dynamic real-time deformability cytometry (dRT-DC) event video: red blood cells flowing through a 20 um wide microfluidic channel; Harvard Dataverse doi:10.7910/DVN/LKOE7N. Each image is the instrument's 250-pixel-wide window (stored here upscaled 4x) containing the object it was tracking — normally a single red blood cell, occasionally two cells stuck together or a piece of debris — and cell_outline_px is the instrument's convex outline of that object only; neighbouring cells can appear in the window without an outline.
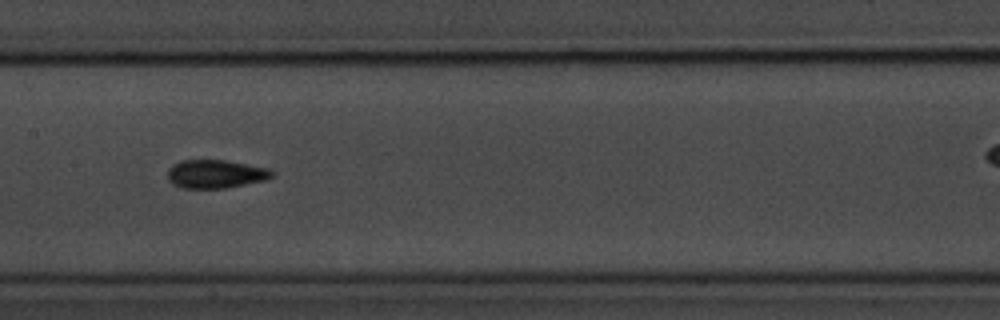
{"species": "common noctule bat (a hibernating species)", "species_latin": "Nyctalus noctula", "temperature_condition": "room temperature", "stored_images_in_passage": 13, "camera_frame_rate_fps": 3000, "um_per_image_px": 0.085, "animal": {"sex": "male", "body_mass_g": 20.1, "forearm_length_mm": 53.5}, "frame": {"image": 1, "passage_image": 6, "time_ms": 8.667, "image_size_px": [1000, 320], "cell_outline_px": [[276, 176], [264, 180], [224, 188], [180, 188], [172, 184], [168, 180], [168, 168], [172, 164], [180, 160], [224, 160], [272, 168], [276, 172]], "centroid_in_image_um": [18.35, 14.78], "position_along_channel_um": 189.1, "area_um2": 17.57}, "authors_computed_cell_mechanics": {"area_um2": 16.6464, "velocity_mm_per_s": 3.7031, "shape_relaxation_time_tau1_ms": 3.9655, "shape_relaxation_time_tau2_ms": 1.2287, "deformation_change_tau1": 0.1392, "deformation_change_tau2": 0.0516}}